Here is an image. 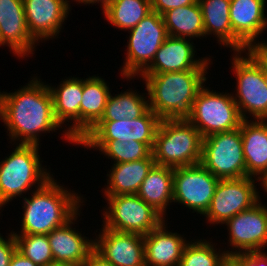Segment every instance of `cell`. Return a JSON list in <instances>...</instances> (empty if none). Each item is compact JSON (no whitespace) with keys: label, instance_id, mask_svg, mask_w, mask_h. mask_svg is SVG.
<instances>
[{"label":"cell","instance_id":"obj_1","mask_svg":"<svg viewBox=\"0 0 267 266\" xmlns=\"http://www.w3.org/2000/svg\"><path fill=\"white\" fill-rule=\"evenodd\" d=\"M0 120L4 123L9 143L40 145L44 133L63 129L62 139L69 145L77 143L56 121L53 100L46 81L35 76L25 86L9 93L0 90Z\"/></svg>","mask_w":267,"mask_h":266},{"label":"cell","instance_id":"obj_2","mask_svg":"<svg viewBox=\"0 0 267 266\" xmlns=\"http://www.w3.org/2000/svg\"><path fill=\"white\" fill-rule=\"evenodd\" d=\"M57 181L53 176L42 187L31 191L29 197H22L21 229L17 232L12 230L14 235H48L83 207L85 197Z\"/></svg>","mask_w":267,"mask_h":266},{"label":"cell","instance_id":"obj_3","mask_svg":"<svg viewBox=\"0 0 267 266\" xmlns=\"http://www.w3.org/2000/svg\"><path fill=\"white\" fill-rule=\"evenodd\" d=\"M207 69L140 74L148 93L149 108L161 119H186L200 88L208 79Z\"/></svg>","mask_w":267,"mask_h":266},{"label":"cell","instance_id":"obj_4","mask_svg":"<svg viewBox=\"0 0 267 266\" xmlns=\"http://www.w3.org/2000/svg\"><path fill=\"white\" fill-rule=\"evenodd\" d=\"M12 145L15 147L13 151L0 162V215L2 208L8 206L6 204L42 187L53 177L50 167L42 165L43 160L39 155L41 145Z\"/></svg>","mask_w":267,"mask_h":266},{"label":"cell","instance_id":"obj_5","mask_svg":"<svg viewBox=\"0 0 267 266\" xmlns=\"http://www.w3.org/2000/svg\"><path fill=\"white\" fill-rule=\"evenodd\" d=\"M203 137L187 119H163L152 149L155 165L180 167L200 163Z\"/></svg>","mask_w":267,"mask_h":266},{"label":"cell","instance_id":"obj_6","mask_svg":"<svg viewBox=\"0 0 267 266\" xmlns=\"http://www.w3.org/2000/svg\"><path fill=\"white\" fill-rule=\"evenodd\" d=\"M230 57V69L236 77L232 96L242 119L267 120V87L262 67L247 51L233 52Z\"/></svg>","mask_w":267,"mask_h":266},{"label":"cell","instance_id":"obj_7","mask_svg":"<svg viewBox=\"0 0 267 266\" xmlns=\"http://www.w3.org/2000/svg\"><path fill=\"white\" fill-rule=\"evenodd\" d=\"M186 119L203 138L214 133L240 128L243 121L232 92L211 90L205 84L197 93Z\"/></svg>","mask_w":267,"mask_h":266},{"label":"cell","instance_id":"obj_8","mask_svg":"<svg viewBox=\"0 0 267 266\" xmlns=\"http://www.w3.org/2000/svg\"><path fill=\"white\" fill-rule=\"evenodd\" d=\"M104 198L107 200V205L101 210L102 226L107 229L144 236L166 220L137 194L104 196Z\"/></svg>","mask_w":267,"mask_h":266},{"label":"cell","instance_id":"obj_9","mask_svg":"<svg viewBox=\"0 0 267 266\" xmlns=\"http://www.w3.org/2000/svg\"><path fill=\"white\" fill-rule=\"evenodd\" d=\"M127 33L130 35L123 67L120 68V76H123L122 79L130 81L138 77L151 64L168 34L162 15L154 11Z\"/></svg>","mask_w":267,"mask_h":266},{"label":"cell","instance_id":"obj_10","mask_svg":"<svg viewBox=\"0 0 267 266\" xmlns=\"http://www.w3.org/2000/svg\"><path fill=\"white\" fill-rule=\"evenodd\" d=\"M200 163L219 179L246 177L240 128L204 137Z\"/></svg>","mask_w":267,"mask_h":266},{"label":"cell","instance_id":"obj_11","mask_svg":"<svg viewBox=\"0 0 267 266\" xmlns=\"http://www.w3.org/2000/svg\"><path fill=\"white\" fill-rule=\"evenodd\" d=\"M262 182L252 177L240 179H220L216 185L214 196L203 217L209 226L225 224L238 213L250 209L262 198L257 188ZM211 224V225H210Z\"/></svg>","mask_w":267,"mask_h":266},{"label":"cell","instance_id":"obj_12","mask_svg":"<svg viewBox=\"0 0 267 266\" xmlns=\"http://www.w3.org/2000/svg\"><path fill=\"white\" fill-rule=\"evenodd\" d=\"M219 178L201 163L174 168L173 203L181 204L192 213L204 215L209 208Z\"/></svg>","mask_w":267,"mask_h":266},{"label":"cell","instance_id":"obj_13","mask_svg":"<svg viewBox=\"0 0 267 266\" xmlns=\"http://www.w3.org/2000/svg\"><path fill=\"white\" fill-rule=\"evenodd\" d=\"M224 226L229 232L227 247L231 246V250H226L227 255L264 251L267 247V204L260 200L230 218Z\"/></svg>","mask_w":267,"mask_h":266},{"label":"cell","instance_id":"obj_14","mask_svg":"<svg viewBox=\"0 0 267 266\" xmlns=\"http://www.w3.org/2000/svg\"><path fill=\"white\" fill-rule=\"evenodd\" d=\"M266 0H231L233 52H245L267 28ZM260 35V36H259Z\"/></svg>","mask_w":267,"mask_h":266},{"label":"cell","instance_id":"obj_15","mask_svg":"<svg viewBox=\"0 0 267 266\" xmlns=\"http://www.w3.org/2000/svg\"><path fill=\"white\" fill-rule=\"evenodd\" d=\"M160 121L151 109L134 120L98 121L80 140H133L147 144L153 149Z\"/></svg>","mask_w":267,"mask_h":266},{"label":"cell","instance_id":"obj_16","mask_svg":"<svg viewBox=\"0 0 267 266\" xmlns=\"http://www.w3.org/2000/svg\"><path fill=\"white\" fill-rule=\"evenodd\" d=\"M196 44L188 38L168 36L155 54L151 64L141 74H159L166 72L208 69L213 64L209 57H196ZM196 49V50H195Z\"/></svg>","mask_w":267,"mask_h":266},{"label":"cell","instance_id":"obj_17","mask_svg":"<svg viewBox=\"0 0 267 266\" xmlns=\"http://www.w3.org/2000/svg\"><path fill=\"white\" fill-rule=\"evenodd\" d=\"M70 0H23L30 35L38 42L57 39L71 13Z\"/></svg>","mask_w":267,"mask_h":266},{"label":"cell","instance_id":"obj_18","mask_svg":"<svg viewBox=\"0 0 267 266\" xmlns=\"http://www.w3.org/2000/svg\"><path fill=\"white\" fill-rule=\"evenodd\" d=\"M37 45L28 30L23 0H0V47H9L14 56L25 59L35 54Z\"/></svg>","mask_w":267,"mask_h":266},{"label":"cell","instance_id":"obj_19","mask_svg":"<svg viewBox=\"0 0 267 266\" xmlns=\"http://www.w3.org/2000/svg\"><path fill=\"white\" fill-rule=\"evenodd\" d=\"M94 236V250L113 266H145L143 235L105 228Z\"/></svg>","mask_w":267,"mask_h":266},{"label":"cell","instance_id":"obj_20","mask_svg":"<svg viewBox=\"0 0 267 266\" xmlns=\"http://www.w3.org/2000/svg\"><path fill=\"white\" fill-rule=\"evenodd\" d=\"M81 209L68 222L47 235L55 263L81 266L94 249L93 238L86 237L77 227L72 226L80 221L77 219L82 214Z\"/></svg>","mask_w":267,"mask_h":266},{"label":"cell","instance_id":"obj_21","mask_svg":"<svg viewBox=\"0 0 267 266\" xmlns=\"http://www.w3.org/2000/svg\"><path fill=\"white\" fill-rule=\"evenodd\" d=\"M47 86L52 96L56 121L77 143L80 140V103L83 97V78L70 76L59 82L57 87L52 86L51 83Z\"/></svg>","mask_w":267,"mask_h":266},{"label":"cell","instance_id":"obj_22","mask_svg":"<svg viewBox=\"0 0 267 266\" xmlns=\"http://www.w3.org/2000/svg\"><path fill=\"white\" fill-rule=\"evenodd\" d=\"M168 219L144 235L145 266H179L190 239L168 229Z\"/></svg>","mask_w":267,"mask_h":266},{"label":"cell","instance_id":"obj_23","mask_svg":"<svg viewBox=\"0 0 267 266\" xmlns=\"http://www.w3.org/2000/svg\"><path fill=\"white\" fill-rule=\"evenodd\" d=\"M246 177H267V120H243L240 125Z\"/></svg>","mask_w":267,"mask_h":266},{"label":"cell","instance_id":"obj_24","mask_svg":"<svg viewBox=\"0 0 267 266\" xmlns=\"http://www.w3.org/2000/svg\"><path fill=\"white\" fill-rule=\"evenodd\" d=\"M154 165L153 155L146 159L113 164L106 175L107 184L102 188L103 195L137 194L143 180Z\"/></svg>","mask_w":267,"mask_h":266},{"label":"cell","instance_id":"obj_25","mask_svg":"<svg viewBox=\"0 0 267 266\" xmlns=\"http://www.w3.org/2000/svg\"><path fill=\"white\" fill-rule=\"evenodd\" d=\"M173 177V167L154 165L137 192L145 203L164 217H167V209L173 204Z\"/></svg>","mask_w":267,"mask_h":266},{"label":"cell","instance_id":"obj_26","mask_svg":"<svg viewBox=\"0 0 267 266\" xmlns=\"http://www.w3.org/2000/svg\"><path fill=\"white\" fill-rule=\"evenodd\" d=\"M109 82L98 75L83 79V97L80 103V139L101 119L109 98Z\"/></svg>","mask_w":267,"mask_h":266},{"label":"cell","instance_id":"obj_27","mask_svg":"<svg viewBox=\"0 0 267 266\" xmlns=\"http://www.w3.org/2000/svg\"><path fill=\"white\" fill-rule=\"evenodd\" d=\"M231 0H198L200 5L205 37L213 35L221 47L233 51V31L230 22Z\"/></svg>","mask_w":267,"mask_h":266},{"label":"cell","instance_id":"obj_28","mask_svg":"<svg viewBox=\"0 0 267 266\" xmlns=\"http://www.w3.org/2000/svg\"><path fill=\"white\" fill-rule=\"evenodd\" d=\"M167 34L171 37L195 40L205 38L203 16L198 1L162 14Z\"/></svg>","mask_w":267,"mask_h":266},{"label":"cell","instance_id":"obj_29","mask_svg":"<svg viewBox=\"0 0 267 266\" xmlns=\"http://www.w3.org/2000/svg\"><path fill=\"white\" fill-rule=\"evenodd\" d=\"M149 109L148 93L141 94L129 88L114 96L110 93L99 121L134 120L143 116Z\"/></svg>","mask_w":267,"mask_h":266},{"label":"cell","instance_id":"obj_30","mask_svg":"<svg viewBox=\"0 0 267 266\" xmlns=\"http://www.w3.org/2000/svg\"><path fill=\"white\" fill-rule=\"evenodd\" d=\"M77 145L84 149L99 150L100 154L114 161L112 164L146 159L152 155V149L147 144L133 140H79Z\"/></svg>","mask_w":267,"mask_h":266},{"label":"cell","instance_id":"obj_31","mask_svg":"<svg viewBox=\"0 0 267 266\" xmlns=\"http://www.w3.org/2000/svg\"><path fill=\"white\" fill-rule=\"evenodd\" d=\"M102 11L107 22L125 32L152 12L151 0H112Z\"/></svg>","mask_w":267,"mask_h":266},{"label":"cell","instance_id":"obj_32","mask_svg":"<svg viewBox=\"0 0 267 266\" xmlns=\"http://www.w3.org/2000/svg\"><path fill=\"white\" fill-rule=\"evenodd\" d=\"M214 245L215 243L206 238H192L184 247L179 266H220L227 255L226 249L216 248Z\"/></svg>","mask_w":267,"mask_h":266},{"label":"cell","instance_id":"obj_33","mask_svg":"<svg viewBox=\"0 0 267 266\" xmlns=\"http://www.w3.org/2000/svg\"><path fill=\"white\" fill-rule=\"evenodd\" d=\"M17 250L38 266L54 263L46 234L15 235Z\"/></svg>","mask_w":267,"mask_h":266},{"label":"cell","instance_id":"obj_34","mask_svg":"<svg viewBox=\"0 0 267 266\" xmlns=\"http://www.w3.org/2000/svg\"><path fill=\"white\" fill-rule=\"evenodd\" d=\"M0 233V266H9L10 260L17 250V242L15 235L12 233V230L8 236H3ZM4 237V238H3Z\"/></svg>","mask_w":267,"mask_h":266},{"label":"cell","instance_id":"obj_35","mask_svg":"<svg viewBox=\"0 0 267 266\" xmlns=\"http://www.w3.org/2000/svg\"><path fill=\"white\" fill-rule=\"evenodd\" d=\"M198 0H151L152 11L162 15L168 10L195 4Z\"/></svg>","mask_w":267,"mask_h":266},{"label":"cell","instance_id":"obj_36","mask_svg":"<svg viewBox=\"0 0 267 266\" xmlns=\"http://www.w3.org/2000/svg\"><path fill=\"white\" fill-rule=\"evenodd\" d=\"M234 256L243 266H267V252L264 251L237 253Z\"/></svg>","mask_w":267,"mask_h":266},{"label":"cell","instance_id":"obj_37","mask_svg":"<svg viewBox=\"0 0 267 266\" xmlns=\"http://www.w3.org/2000/svg\"><path fill=\"white\" fill-rule=\"evenodd\" d=\"M262 67L267 74V40L256 42L250 45L246 50Z\"/></svg>","mask_w":267,"mask_h":266},{"label":"cell","instance_id":"obj_38","mask_svg":"<svg viewBox=\"0 0 267 266\" xmlns=\"http://www.w3.org/2000/svg\"><path fill=\"white\" fill-rule=\"evenodd\" d=\"M81 266H113L110 262L99 255L94 249L89 253Z\"/></svg>","mask_w":267,"mask_h":266},{"label":"cell","instance_id":"obj_39","mask_svg":"<svg viewBox=\"0 0 267 266\" xmlns=\"http://www.w3.org/2000/svg\"><path fill=\"white\" fill-rule=\"evenodd\" d=\"M9 266H38L29 258L25 257L18 250L13 254Z\"/></svg>","mask_w":267,"mask_h":266},{"label":"cell","instance_id":"obj_40","mask_svg":"<svg viewBox=\"0 0 267 266\" xmlns=\"http://www.w3.org/2000/svg\"><path fill=\"white\" fill-rule=\"evenodd\" d=\"M74 2H78L77 5L80 3L81 4H84V5H87L88 6L91 4V5H96V4H100V8L103 10L112 0H72Z\"/></svg>","mask_w":267,"mask_h":266},{"label":"cell","instance_id":"obj_41","mask_svg":"<svg viewBox=\"0 0 267 266\" xmlns=\"http://www.w3.org/2000/svg\"><path fill=\"white\" fill-rule=\"evenodd\" d=\"M220 266H243V264L234 255H226Z\"/></svg>","mask_w":267,"mask_h":266},{"label":"cell","instance_id":"obj_42","mask_svg":"<svg viewBox=\"0 0 267 266\" xmlns=\"http://www.w3.org/2000/svg\"><path fill=\"white\" fill-rule=\"evenodd\" d=\"M262 190H264V193H267V177L262 181Z\"/></svg>","mask_w":267,"mask_h":266},{"label":"cell","instance_id":"obj_43","mask_svg":"<svg viewBox=\"0 0 267 266\" xmlns=\"http://www.w3.org/2000/svg\"><path fill=\"white\" fill-rule=\"evenodd\" d=\"M47 266H74V265H71V264H66V263H51Z\"/></svg>","mask_w":267,"mask_h":266},{"label":"cell","instance_id":"obj_44","mask_svg":"<svg viewBox=\"0 0 267 266\" xmlns=\"http://www.w3.org/2000/svg\"><path fill=\"white\" fill-rule=\"evenodd\" d=\"M264 81H265V84H266V87H267V74L264 72Z\"/></svg>","mask_w":267,"mask_h":266}]
</instances>
